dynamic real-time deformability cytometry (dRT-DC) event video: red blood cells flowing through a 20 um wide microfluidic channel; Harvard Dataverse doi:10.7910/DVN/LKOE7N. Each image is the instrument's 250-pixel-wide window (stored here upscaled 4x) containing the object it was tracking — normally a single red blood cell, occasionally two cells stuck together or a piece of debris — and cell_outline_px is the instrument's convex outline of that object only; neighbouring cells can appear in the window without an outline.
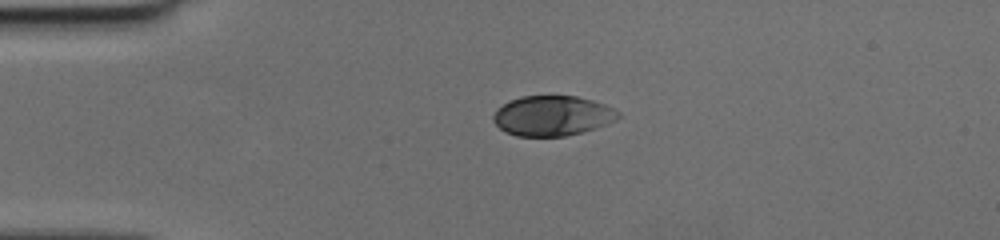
{"species": "human", "species_latin": "Homo sapiens", "temperature_condition": "cold", "stored_images_in_passage": 39, "camera_frame_rate_fps": 3000, "um_per_image_px": 0.085, "donor": {"sex": "female"}, "frame": {"image": 1, "passage_image": 1, "time_ms": 0.0, "image_size_px": [1000, 240], "cell_outline_px": [[620, 116], [616, 120], [608, 124], [584, 132], [564, 136], [516, 136], [504, 132], [492, 120], [492, 116], [504, 104], [512, 100], [524, 96], [576, 96], [592, 100], [604, 104], [620, 112]], "centroid_in_image_um": [46.98, 9.85], "position_along_channel_um": 38.0, "area_um2": 29.07}}
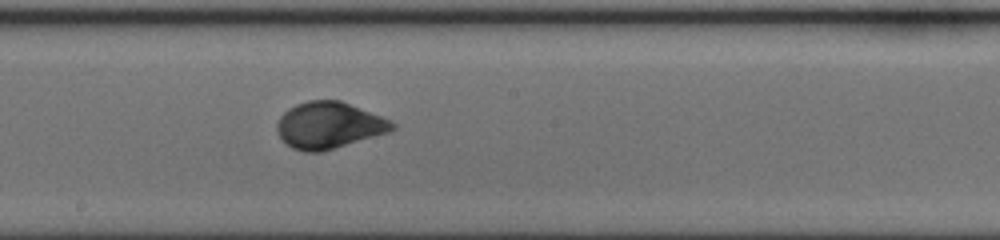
{"frame": {"image": 2, "passage_image": 17, "time_ms": 5.333, "image_size_px": [1000, 240], "cell_outline_px": [[396, 128], [388, 132], [320, 152], [304, 152], [292, 148], [280, 136], [276, 128], [276, 124], [280, 116], [288, 108], [296, 104], [308, 100], [340, 100], [380, 116], [396, 124]], "centroid_in_image_um": [27.92, 10.64], "position_along_channel_um": 220.3, "area_um2": 30.87}}
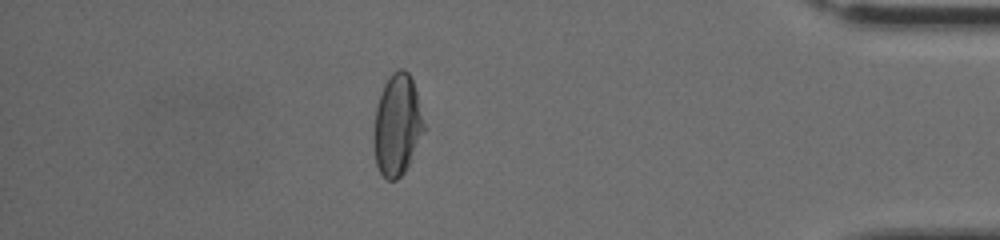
{"frame": {"image": 3, "passage_image": 33, "time_ms": 10.667, "image_size_px": [1000, 240], "cell_outline_px": [[424, 132], [404, 172], [396, 180], [388, 180], [380, 172], [376, 164], [376, 108], [384, 84], [392, 72], [400, 68], [404, 68], [408, 72], [412, 80], [416, 92], [424, 124]], "centroid_in_image_um": [33.79, 10.6], "position_along_channel_um": 401.4, "area_um2": 28.55}}